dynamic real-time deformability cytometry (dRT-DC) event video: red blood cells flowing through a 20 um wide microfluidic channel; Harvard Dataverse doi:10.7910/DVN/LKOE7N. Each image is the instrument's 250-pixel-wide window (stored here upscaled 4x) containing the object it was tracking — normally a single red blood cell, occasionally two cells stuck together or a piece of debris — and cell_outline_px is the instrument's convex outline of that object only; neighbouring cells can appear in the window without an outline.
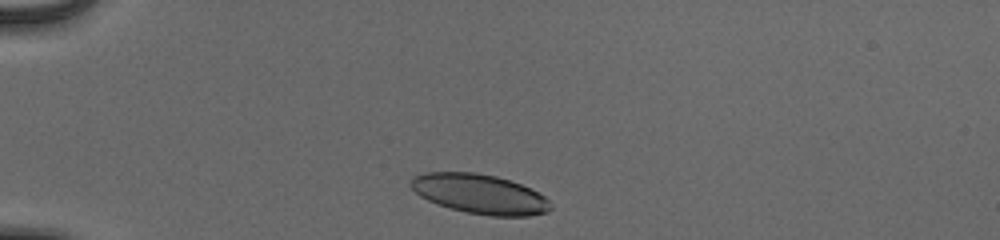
{"species": "human", "species_latin": "Homo sapiens", "temperature_condition": "cold", "stored_images_in_passage": 36, "camera_frame_rate_fps": 3000, "um_per_image_px": 0.085, "donor": {"sex": "male"}, "frame": {"image": 1, "passage_image": 1, "time_ms": 0.0, "image_size_px": [1000, 240], "cell_outline_px": [[552, 208], [548, 212], [528, 216], [492, 216], [468, 212], [436, 204], [420, 196], [408, 184], [408, 180], [412, 176], [424, 172], [476, 172], [496, 176], [520, 184], [544, 196], [552, 204]], "centroid_in_image_um": [40.74, 16.48], "position_along_channel_um": 44.3, "area_um2": 32.25}}
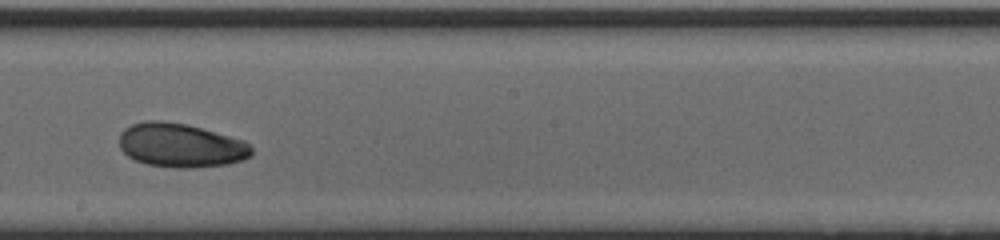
{"frame": {"image": 2, "passage_image": 19, "time_ms": 6.0, "image_size_px": [1000, 240], "cell_outline_px": [[252, 156], [244, 160], [228, 164], [184, 168], [176, 168], [148, 164], [136, 160], [128, 156], [120, 148], [120, 132], [124, 128], [132, 124], [144, 120], [164, 120], [188, 124], [244, 140], [252, 148]], "centroid_in_image_um": [15.37, 12.34], "position_along_channel_um": 232.8, "area_um2": 34.04}}
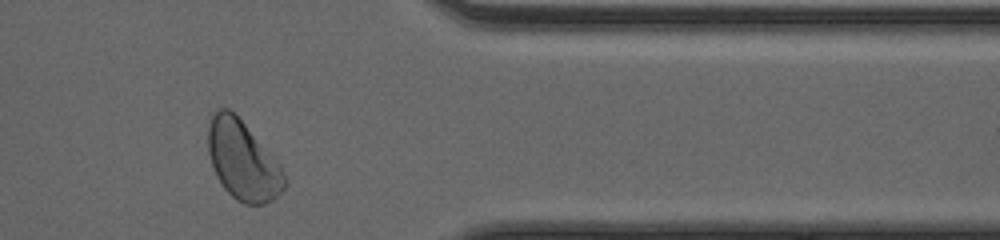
{"frame": {"image": 3, "passage_image": 32, "time_ms": 10.333, "image_size_px": [1000, 240], "cell_outline_px": [[288, 184], [272, 200], [264, 204], [244, 204], [236, 200], [224, 188], [216, 176], [208, 152], [208, 124], [212, 116], [220, 108], [228, 108], [244, 124], [280, 164], [288, 180]], "centroid_in_image_um": [20.65, 13.68], "position_along_channel_um": 390.8, "area_um2": 34.85}, "authors_computed_cell_mechanics": {"area_um2": 33.2061, "velocity_mm_per_s": 3.8841, "shape_relaxation_time_tau1_ms": 4.2851, "shape_relaxation_time_tau2_ms": 2.0014, "deformation_change_tau1": 0.1175, "deformation_change_tau2": 0.0581}}